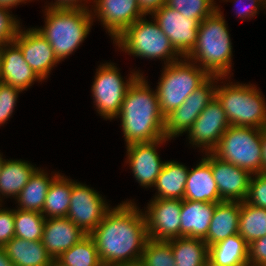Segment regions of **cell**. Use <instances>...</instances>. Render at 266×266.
Wrapping results in <instances>:
<instances>
[{
  "label": "cell",
  "mask_w": 266,
  "mask_h": 266,
  "mask_svg": "<svg viewBox=\"0 0 266 266\" xmlns=\"http://www.w3.org/2000/svg\"><path fill=\"white\" fill-rule=\"evenodd\" d=\"M214 0H166L165 5L177 10L185 18L197 19L200 23L216 10Z\"/></svg>",
  "instance_id": "836d02e7"
},
{
  "label": "cell",
  "mask_w": 266,
  "mask_h": 266,
  "mask_svg": "<svg viewBox=\"0 0 266 266\" xmlns=\"http://www.w3.org/2000/svg\"><path fill=\"white\" fill-rule=\"evenodd\" d=\"M37 168L25 160L6 159L0 170V204L5 196L16 199Z\"/></svg>",
  "instance_id": "484cf974"
},
{
  "label": "cell",
  "mask_w": 266,
  "mask_h": 266,
  "mask_svg": "<svg viewBox=\"0 0 266 266\" xmlns=\"http://www.w3.org/2000/svg\"><path fill=\"white\" fill-rule=\"evenodd\" d=\"M98 67L91 87L93 103L96 105L97 112L100 116L104 119L113 120L117 118L120 112L129 86L142 73L138 70L130 72L129 78L125 81L118 67L113 63L106 62Z\"/></svg>",
  "instance_id": "9c48e42d"
},
{
  "label": "cell",
  "mask_w": 266,
  "mask_h": 266,
  "mask_svg": "<svg viewBox=\"0 0 266 266\" xmlns=\"http://www.w3.org/2000/svg\"><path fill=\"white\" fill-rule=\"evenodd\" d=\"M50 266H63V265L59 263L57 260H53Z\"/></svg>",
  "instance_id": "c3c4849f"
},
{
  "label": "cell",
  "mask_w": 266,
  "mask_h": 266,
  "mask_svg": "<svg viewBox=\"0 0 266 266\" xmlns=\"http://www.w3.org/2000/svg\"><path fill=\"white\" fill-rule=\"evenodd\" d=\"M22 91L0 82V126L12 116L19 93Z\"/></svg>",
  "instance_id": "d590c367"
},
{
  "label": "cell",
  "mask_w": 266,
  "mask_h": 266,
  "mask_svg": "<svg viewBox=\"0 0 266 266\" xmlns=\"http://www.w3.org/2000/svg\"><path fill=\"white\" fill-rule=\"evenodd\" d=\"M166 0H138V5L145 15H151L153 12L161 8Z\"/></svg>",
  "instance_id": "7bdbcfd3"
},
{
  "label": "cell",
  "mask_w": 266,
  "mask_h": 266,
  "mask_svg": "<svg viewBox=\"0 0 266 266\" xmlns=\"http://www.w3.org/2000/svg\"><path fill=\"white\" fill-rule=\"evenodd\" d=\"M3 248L15 266H50L54 260L41 240L28 241L13 237Z\"/></svg>",
  "instance_id": "cb8c5ba5"
},
{
  "label": "cell",
  "mask_w": 266,
  "mask_h": 266,
  "mask_svg": "<svg viewBox=\"0 0 266 266\" xmlns=\"http://www.w3.org/2000/svg\"><path fill=\"white\" fill-rule=\"evenodd\" d=\"M45 221L40 212L14 209V237L28 241L41 240Z\"/></svg>",
  "instance_id": "d6a6232c"
},
{
  "label": "cell",
  "mask_w": 266,
  "mask_h": 266,
  "mask_svg": "<svg viewBox=\"0 0 266 266\" xmlns=\"http://www.w3.org/2000/svg\"><path fill=\"white\" fill-rule=\"evenodd\" d=\"M229 126L221 103L214 97L194 121L187 132V139L193 146L202 148L205 153H211Z\"/></svg>",
  "instance_id": "5bb4252c"
},
{
  "label": "cell",
  "mask_w": 266,
  "mask_h": 266,
  "mask_svg": "<svg viewBox=\"0 0 266 266\" xmlns=\"http://www.w3.org/2000/svg\"><path fill=\"white\" fill-rule=\"evenodd\" d=\"M209 77L202 68L186 57L165 65L156 88L164 117L182 105Z\"/></svg>",
  "instance_id": "52a82bcc"
},
{
  "label": "cell",
  "mask_w": 266,
  "mask_h": 266,
  "mask_svg": "<svg viewBox=\"0 0 266 266\" xmlns=\"http://www.w3.org/2000/svg\"><path fill=\"white\" fill-rule=\"evenodd\" d=\"M13 42L22 51L26 63L42 80H46L53 67L59 64L49 42L34 27L27 30L20 27Z\"/></svg>",
  "instance_id": "2e32d148"
},
{
  "label": "cell",
  "mask_w": 266,
  "mask_h": 266,
  "mask_svg": "<svg viewBox=\"0 0 266 266\" xmlns=\"http://www.w3.org/2000/svg\"><path fill=\"white\" fill-rule=\"evenodd\" d=\"M211 170L222 201L246 200L252 177L248 171L217 158L211 153Z\"/></svg>",
  "instance_id": "ac0fdd59"
},
{
  "label": "cell",
  "mask_w": 266,
  "mask_h": 266,
  "mask_svg": "<svg viewBox=\"0 0 266 266\" xmlns=\"http://www.w3.org/2000/svg\"><path fill=\"white\" fill-rule=\"evenodd\" d=\"M247 203L266 209V173L261 172L252 175L249 183V191L245 200Z\"/></svg>",
  "instance_id": "8d00e7d4"
},
{
  "label": "cell",
  "mask_w": 266,
  "mask_h": 266,
  "mask_svg": "<svg viewBox=\"0 0 266 266\" xmlns=\"http://www.w3.org/2000/svg\"><path fill=\"white\" fill-rule=\"evenodd\" d=\"M175 266H204L209 258V246L203 239L178 237L167 240Z\"/></svg>",
  "instance_id": "f1b7e54d"
},
{
  "label": "cell",
  "mask_w": 266,
  "mask_h": 266,
  "mask_svg": "<svg viewBox=\"0 0 266 266\" xmlns=\"http://www.w3.org/2000/svg\"><path fill=\"white\" fill-rule=\"evenodd\" d=\"M223 1L228 2V0H223ZM231 1H233V0H231ZM242 1L243 2L247 1V3L249 2V4H246V6H247L246 8L244 7L240 10H237L238 12H236L238 17L240 19H243V20L245 18H247V20L249 18H252V17L254 18V16H256L257 13L259 12L258 10H263L265 7V4L260 0H234V2H235L234 4L238 3V4H236L237 5L236 7H238V5L241 4ZM243 4H245V2ZM262 7H263V9H260Z\"/></svg>",
  "instance_id": "60d3db41"
},
{
  "label": "cell",
  "mask_w": 266,
  "mask_h": 266,
  "mask_svg": "<svg viewBox=\"0 0 266 266\" xmlns=\"http://www.w3.org/2000/svg\"><path fill=\"white\" fill-rule=\"evenodd\" d=\"M249 266H266V236L248 244Z\"/></svg>",
  "instance_id": "ab89813d"
},
{
  "label": "cell",
  "mask_w": 266,
  "mask_h": 266,
  "mask_svg": "<svg viewBox=\"0 0 266 266\" xmlns=\"http://www.w3.org/2000/svg\"><path fill=\"white\" fill-rule=\"evenodd\" d=\"M86 235L68 217L46 218L41 241L49 255L57 260Z\"/></svg>",
  "instance_id": "ffe728a7"
},
{
  "label": "cell",
  "mask_w": 266,
  "mask_h": 266,
  "mask_svg": "<svg viewBox=\"0 0 266 266\" xmlns=\"http://www.w3.org/2000/svg\"><path fill=\"white\" fill-rule=\"evenodd\" d=\"M169 141L166 137L152 142L132 143L126 145L127 162L133 176L145 188L153 187L164 165L157 148Z\"/></svg>",
  "instance_id": "e0dca14e"
},
{
  "label": "cell",
  "mask_w": 266,
  "mask_h": 266,
  "mask_svg": "<svg viewBox=\"0 0 266 266\" xmlns=\"http://www.w3.org/2000/svg\"><path fill=\"white\" fill-rule=\"evenodd\" d=\"M102 195L86 184L72 180V191L67 217L89 235L112 208Z\"/></svg>",
  "instance_id": "8fae6325"
},
{
  "label": "cell",
  "mask_w": 266,
  "mask_h": 266,
  "mask_svg": "<svg viewBox=\"0 0 266 266\" xmlns=\"http://www.w3.org/2000/svg\"><path fill=\"white\" fill-rule=\"evenodd\" d=\"M232 42L224 15L220 9L200 24L197 43L186 56L209 76L227 78L232 68Z\"/></svg>",
  "instance_id": "3957f363"
},
{
  "label": "cell",
  "mask_w": 266,
  "mask_h": 266,
  "mask_svg": "<svg viewBox=\"0 0 266 266\" xmlns=\"http://www.w3.org/2000/svg\"><path fill=\"white\" fill-rule=\"evenodd\" d=\"M31 0H0V6L8 9H12L14 6L20 5V3H27Z\"/></svg>",
  "instance_id": "f6af8a7d"
},
{
  "label": "cell",
  "mask_w": 266,
  "mask_h": 266,
  "mask_svg": "<svg viewBox=\"0 0 266 266\" xmlns=\"http://www.w3.org/2000/svg\"><path fill=\"white\" fill-rule=\"evenodd\" d=\"M187 166L173 161H164V165L154 185L157 189L154 198L184 199L185 186L188 175Z\"/></svg>",
  "instance_id": "d4e9b609"
},
{
  "label": "cell",
  "mask_w": 266,
  "mask_h": 266,
  "mask_svg": "<svg viewBox=\"0 0 266 266\" xmlns=\"http://www.w3.org/2000/svg\"><path fill=\"white\" fill-rule=\"evenodd\" d=\"M151 16L169 38L174 49L182 57H186L197 43L200 22L197 19L185 18L177 10L165 4Z\"/></svg>",
  "instance_id": "4fadbf2b"
},
{
  "label": "cell",
  "mask_w": 266,
  "mask_h": 266,
  "mask_svg": "<svg viewBox=\"0 0 266 266\" xmlns=\"http://www.w3.org/2000/svg\"><path fill=\"white\" fill-rule=\"evenodd\" d=\"M58 174L59 172L50 177L48 172L37 168L29 178L26 186L15 199L19 205L17 209L41 213L49 186Z\"/></svg>",
  "instance_id": "4316f807"
},
{
  "label": "cell",
  "mask_w": 266,
  "mask_h": 266,
  "mask_svg": "<svg viewBox=\"0 0 266 266\" xmlns=\"http://www.w3.org/2000/svg\"><path fill=\"white\" fill-rule=\"evenodd\" d=\"M72 191V179L60 173L49 186L42 215L45 218L67 217Z\"/></svg>",
  "instance_id": "f546056e"
},
{
  "label": "cell",
  "mask_w": 266,
  "mask_h": 266,
  "mask_svg": "<svg viewBox=\"0 0 266 266\" xmlns=\"http://www.w3.org/2000/svg\"><path fill=\"white\" fill-rule=\"evenodd\" d=\"M261 136L262 129L230 125L211 153L252 175L261 173L263 172Z\"/></svg>",
  "instance_id": "ba28073f"
},
{
  "label": "cell",
  "mask_w": 266,
  "mask_h": 266,
  "mask_svg": "<svg viewBox=\"0 0 266 266\" xmlns=\"http://www.w3.org/2000/svg\"><path fill=\"white\" fill-rule=\"evenodd\" d=\"M140 263L143 266H175L171 246L167 241L148 240Z\"/></svg>",
  "instance_id": "e575fe53"
},
{
  "label": "cell",
  "mask_w": 266,
  "mask_h": 266,
  "mask_svg": "<svg viewBox=\"0 0 266 266\" xmlns=\"http://www.w3.org/2000/svg\"><path fill=\"white\" fill-rule=\"evenodd\" d=\"M2 205L0 204V207ZM15 234L14 210L0 208V247L8 243Z\"/></svg>",
  "instance_id": "f35d334b"
},
{
  "label": "cell",
  "mask_w": 266,
  "mask_h": 266,
  "mask_svg": "<svg viewBox=\"0 0 266 266\" xmlns=\"http://www.w3.org/2000/svg\"><path fill=\"white\" fill-rule=\"evenodd\" d=\"M261 145H262V167H263V172L266 173V128L262 129Z\"/></svg>",
  "instance_id": "ee69618b"
},
{
  "label": "cell",
  "mask_w": 266,
  "mask_h": 266,
  "mask_svg": "<svg viewBox=\"0 0 266 266\" xmlns=\"http://www.w3.org/2000/svg\"><path fill=\"white\" fill-rule=\"evenodd\" d=\"M118 117L126 145L165 138V117L158 94L156 89L150 88L143 74L126 91Z\"/></svg>",
  "instance_id": "7a4b0ae2"
},
{
  "label": "cell",
  "mask_w": 266,
  "mask_h": 266,
  "mask_svg": "<svg viewBox=\"0 0 266 266\" xmlns=\"http://www.w3.org/2000/svg\"><path fill=\"white\" fill-rule=\"evenodd\" d=\"M114 41L118 49L141 59H164V64L168 65L182 58L157 22L154 19L148 21L146 15L130 25Z\"/></svg>",
  "instance_id": "8992f818"
},
{
  "label": "cell",
  "mask_w": 266,
  "mask_h": 266,
  "mask_svg": "<svg viewBox=\"0 0 266 266\" xmlns=\"http://www.w3.org/2000/svg\"><path fill=\"white\" fill-rule=\"evenodd\" d=\"M238 234L248 244L266 236V209L240 202Z\"/></svg>",
  "instance_id": "4dcf8cb0"
},
{
  "label": "cell",
  "mask_w": 266,
  "mask_h": 266,
  "mask_svg": "<svg viewBox=\"0 0 266 266\" xmlns=\"http://www.w3.org/2000/svg\"><path fill=\"white\" fill-rule=\"evenodd\" d=\"M9 11L10 9L0 6V45L13 42L21 27L20 20Z\"/></svg>",
  "instance_id": "74e56055"
},
{
  "label": "cell",
  "mask_w": 266,
  "mask_h": 266,
  "mask_svg": "<svg viewBox=\"0 0 266 266\" xmlns=\"http://www.w3.org/2000/svg\"><path fill=\"white\" fill-rule=\"evenodd\" d=\"M220 79L224 80L225 77L210 76L186 98L182 105L165 117V137L167 139L179 137L190 130L200 113L214 99L216 84Z\"/></svg>",
  "instance_id": "30bf717a"
},
{
  "label": "cell",
  "mask_w": 266,
  "mask_h": 266,
  "mask_svg": "<svg viewBox=\"0 0 266 266\" xmlns=\"http://www.w3.org/2000/svg\"><path fill=\"white\" fill-rule=\"evenodd\" d=\"M131 201L111 208L89 234L101 263L108 266L139 263L149 240L144 213Z\"/></svg>",
  "instance_id": "6da1fadb"
},
{
  "label": "cell",
  "mask_w": 266,
  "mask_h": 266,
  "mask_svg": "<svg viewBox=\"0 0 266 266\" xmlns=\"http://www.w3.org/2000/svg\"><path fill=\"white\" fill-rule=\"evenodd\" d=\"M93 4L94 8L90 9L93 19L98 17V21L113 41L130 25L145 16L138 0H93Z\"/></svg>",
  "instance_id": "9a60e30c"
},
{
  "label": "cell",
  "mask_w": 266,
  "mask_h": 266,
  "mask_svg": "<svg viewBox=\"0 0 266 266\" xmlns=\"http://www.w3.org/2000/svg\"><path fill=\"white\" fill-rule=\"evenodd\" d=\"M204 266H221V265L216 264L210 258H208Z\"/></svg>",
  "instance_id": "7dc6e473"
},
{
  "label": "cell",
  "mask_w": 266,
  "mask_h": 266,
  "mask_svg": "<svg viewBox=\"0 0 266 266\" xmlns=\"http://www.w3.org/2000/svg\"><path fill=\"white\" fill-rule=\"evenodd\" d=\"M63 266H100L101 260L93 238L86 235L57 259Z\"/></svg>",
  "instance_id": "1f68e13d"
},
{
  "label": "cell",
  "mask_w": 266,
  "mask_h": 266,
  "mask_svg": "<svg viewBox=\"0 0 266 266\" xmlns=\"http://www.w3.org/2000/svg\"><path fill=\"white\" fill-rule=\"evenodd\" d=\"M144 216L150 240L167 241L180 237L181 199L153 198Z\"/></svg>",
  "instance_id": "7c38bea8"
},
{
  "label": "cell",
  "mask_w": 266,
  "mask_h": 266,
  "mask_svg": "<svg viewBox=\"0 0 266 266\" xmlns=\"http://www.w3.org/2000/svg\"><path fill=\"white\" fill-rule=\"evenodd\" d=\"M0 266H15L7 257L3 247H0Z\"/></svg>",
  "instance_id": "bcb514c9"
},
{
  "label": "cell",
  "mask_w": 266,
  "mask_h": 266,
  "mask_svg": "<svg viewBox=\"0 0 266 266\" xmlns=\"http://www.w3.org/2000/svg\"><path fill=\"white\" fill-rule=\"evenodd\" d=\"M45 26L36 28L49 42L59 62L70 56L93 25L91 10L45 8Z\"/></svg>",
  "instance_id": "277c9868"
},
{
  "label": "cell",
  "mask_w": 266,
  "mask_h": 266,
  "mask_svg": "<svg viewBox=\"0 0 266 266\" xmlns=\"http://www.w3.org/2000/svg\"><path fill=\"white\" fill-rule=\"evenodd\" d=\"M217 203L182 200L180 237L205 239Z\"/></svg>",
  "instance_id": "7402d4cb"
},
{
  "label": "cell",
  "mask_w": 266,
  "mask_h": 266,
  "mask_svg": "<svg viewBox=\"0 0 266 266\" xmlns=\"http://www.w3.org/2000/svg\"><path fill=\"white\" fill-rule=\"evenodd\" d=\"M240 202L217 203L204 242L210 247L231 235L238 234Z\"/></svg>",
  "instance_id": "603a6c76"
},
{
  "label": "cell",
  "mask_w": 266,
  "mask_h": 266,
  "mask_svg": "<svg viewBox=\"0 0 266 266\" xmlns=\"http://www.w3.org/2000/svg\"><path fill=\"white\" fill-rule=\"evenodd\" d=\"M82 1H85V2H82ZM88 1H90V0H55L54 3L51 2L46 7L53 8V9H82V10H90L89 7L86 5Z\"/></svg>",
  "instance_id": "b9f144b4"
},
{
  "label": "cell",
  "mask_w": 266,
  "mask_h": 266,
  "mask_svg": "<svg viewBox=\"0 0 266 266\" xmlns=\"http://www.w3.org/2000/svg\"><path fill=\"white\" fill-rule=\"evenodd\" d=\"M0 80L21 91L27 90L35 81H43L26 63L14 42L0 45Z\"/></svg>",
  "instance_id": "d6986e66"
},
{
  "label": "cell",
  "mask_w": 266,
  "mask_h": 266,
  "mask_svg": "<svg viewBox=\"0 0 266 266\" xmlns=\"http://www.w3.org/2000/svg\"><path fill=\"white\" fill-rule=\"evenodd\" d=\"M226 83L217 85L219 100L232 126L266 128V102L260 89L252 84Z\"/></svg>",
  "instance_id": "5b68a950"
},
{
  "label": "cell",
  "mask_w": 266,
  "mask_h": 266,
  "mask_svg": "<svg viewBox=\"0 0 266 266\" xmlns=\"http://www.w3.org/2000/svg\"><path fill=\"white\" fill-rule=\"evenodd\" d=\"M209 258L221 266H249L248 243L234 234L209 247Z\"/></svg>",
  "instance_id": "83f0119b"
},
{
  "label": "cell",
  "mask_w": 266,
  "mask_h": 266,
  "mask_svg": "<svg viewBox=\"0 0 266 266\" xmlns=\"http://www.w3.org/2000/svg\"><path fill=\"white\" fill-rule=\"evenodd\" d=\"M117 266H143L140 262L135 264L117 265Z\"/></svg>",
  "instance_id": "681fc988"
},
{
  "label": "cell",
  "mask_w": 266,
  "mask_h": 266,
  "mask_svg": "<svg viewBox=\"0 0 266 266\" xmlns=\"http://www.w3.org/2000/svg\"><path fill=\"white\" fill-rule=\"evenodd\" d=\"M4 161H5V159L2 158V155L0 153V170H1V167H2Z\"/></svg>",
  "instance_id": "f907efd6"
},
{
  "label": "cell",
  "mask_w": 266,
  "mask_h": 266,
  "mask_svg": "<svg viewBox=\"0 0 266 266\" xmlns=\"http://www.w3.org/2000/svg\"><path fill=\"white\" fill-rule=\"evenodd\" d=\"M184 199L198 202H222L211 170V153H205L199 164L188 170Z\"/></svg>",
  "instance_id": "44dd1931"
}]
</instances>
